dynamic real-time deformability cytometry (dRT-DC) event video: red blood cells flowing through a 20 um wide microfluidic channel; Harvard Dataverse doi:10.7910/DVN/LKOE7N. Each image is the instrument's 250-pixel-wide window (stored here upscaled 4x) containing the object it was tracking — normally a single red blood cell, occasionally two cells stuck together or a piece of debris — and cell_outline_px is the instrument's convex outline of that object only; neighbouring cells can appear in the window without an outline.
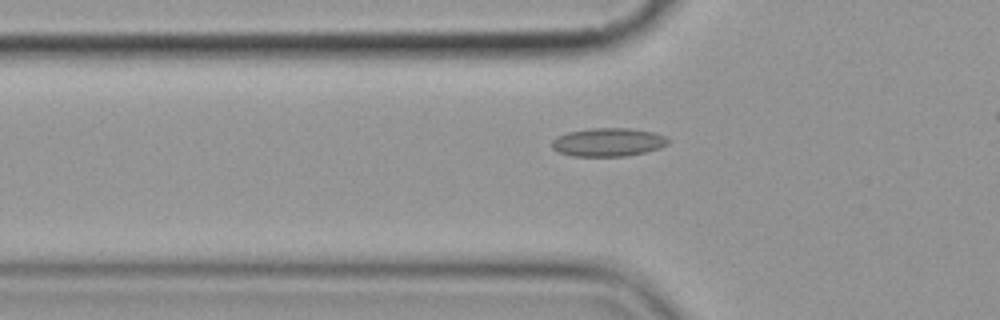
{"species": "common noctule bat (a hibernating species)", "species_latin": "Nyctalus noctula", "temperature_condition": "cold", "stored_images_in_passage": 6, "camera_frame_rate_fps": 3000, "um_per_image_px": 0.085, "animal": {"sex": "female", "body_mass_g": 19.9}, "frame": {"image": 1, "passage_image": 6, "time_ms": 6.667, "image_size_px": [1000, 320], "cell_outline_px": [[672, 140], [668, 144], [660, 148], [628, 156], [572, 156], [560, 152], [552, 148], [552, 140], [556, 136], [568, 132], [592, 128], [628, 128], [656, 132]], "centroid_in_image_um": [51.72, 12.08], "position_along_channel_um": 74.1, "area_um2": 19.36}}